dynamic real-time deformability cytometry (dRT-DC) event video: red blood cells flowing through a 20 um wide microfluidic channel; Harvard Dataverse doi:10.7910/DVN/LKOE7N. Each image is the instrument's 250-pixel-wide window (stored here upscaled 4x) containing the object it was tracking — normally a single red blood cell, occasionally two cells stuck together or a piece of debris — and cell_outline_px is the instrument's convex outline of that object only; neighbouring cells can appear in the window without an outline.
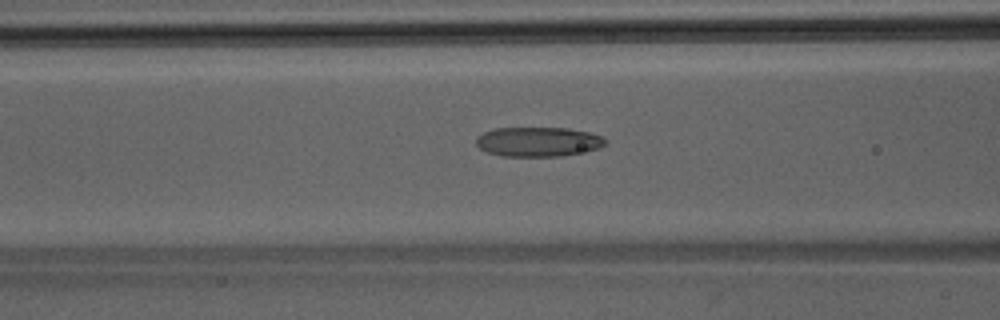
{"species": "Egyptian fruit bat (a non-hibernating species)", "species_latin": "Rousettus aegyptiacus", "temperature_condition": "room temperature", "stored_images_in_passage": 45, "camera_frame_rate_fps": 3000, "um_per_image_px": 0.085, "animal": {"sex": "male"}, "frame": {"image": 1, "passage_image": 18, "time_ms": 5.667, "image_size_px": [1000, 320], "cell_outline_px": [[608, 140], [600, 148], [560, 156], [500, 156], [488, 152], [480, 148], [476, 144], [476, 136], [492, 128], [568, 128], [588, 132], [604, 136]], "centroid_in_image_um": [45.74, 12.04], "position_along_channel_um": 120.9, "area_um2": 22.31}}
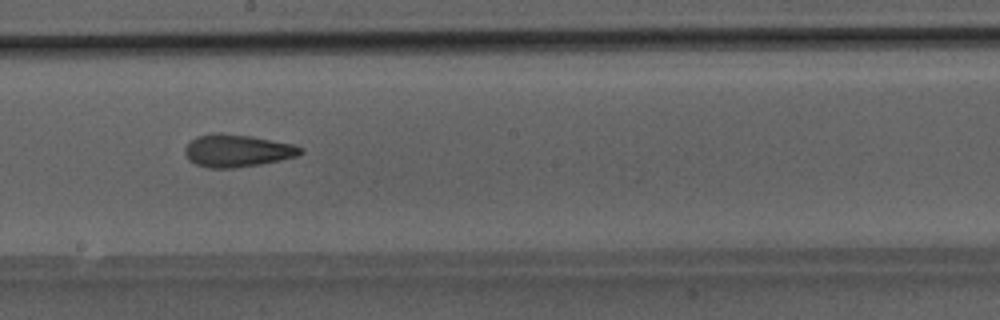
{"frame": {"image": 2, "passage_image": 25, "time_ms": 8.0, "image_size_px": [1000, 320], "cell_outline_px": [[304, 152], [296, 156], [280, 160], [260, 164], [236, 168], [208, 168], [196, 164], [188, 160], [184, 156], [184, 148], [196, 136], [212, 132], [220, 132], [252, 136], [292, 144], [304, 148]], "centroid_in_image_um": [20.13, 12.8], "position_along_channel_um": 228.1, "area_um2": 22.14}}
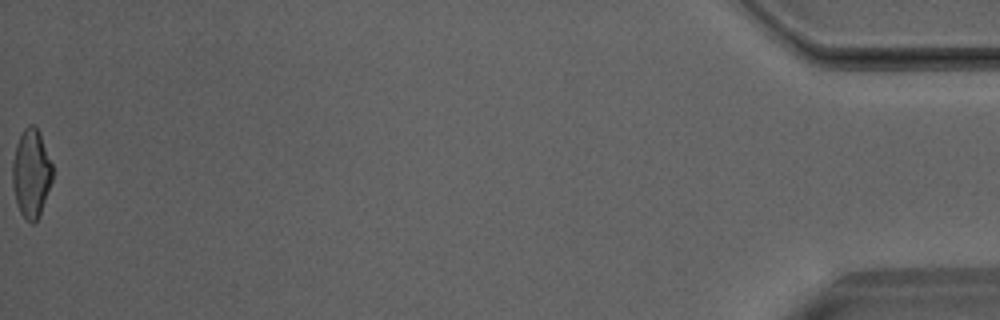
{"frame": {"image": 3, "passage_image": 45, "time_ms": 14.667, "image_size_px": [1000, 320], "cell_outline_px": [[52, 180], [40, 216], [32, 224], [20, 212], [16, 204], [12, 184], [12, 160], [16, 144], [24, 128], [28, 124], [32, 124], [40, 132], [52, 164]], "centroid_in_image_um": [2.64, 14.73], "position_along_channel_um": 432.6, "area_um2": 20.69}}